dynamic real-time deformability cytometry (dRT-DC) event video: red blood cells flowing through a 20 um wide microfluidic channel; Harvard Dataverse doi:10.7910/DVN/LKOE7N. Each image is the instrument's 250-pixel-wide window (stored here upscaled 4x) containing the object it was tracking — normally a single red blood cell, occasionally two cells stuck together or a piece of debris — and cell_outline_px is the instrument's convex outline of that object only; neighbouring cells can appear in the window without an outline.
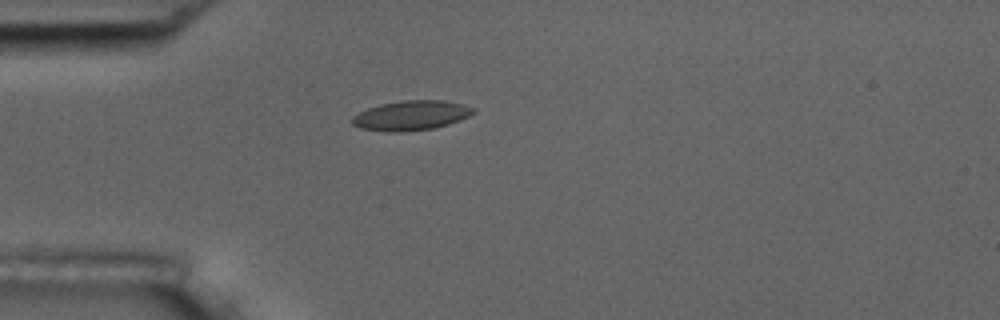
{"species": "common noctule bat (a hibernating species)", "species_latin": "Nyctalus noctula", "temperature_condition": "room temperature", "stored_images_in_passage": 35, "camera_frame_rate_fps": 3000, "um_per_image_px": 0.085, "animal": {"sex": "male", "body_mass_g": 17.5, "forearm_length_mm": 52.3}, "frame": {"image": 1, "passage_image": 1, "time_ms": 0.0, "image_size_px": [1000, 320], "cell_outline_px": [[476, 112], [460, 120], [436, 128], [400, 132], [388, 132], [360, 128], [352, 124], [348, 120], [352, 116], [368, 108], [380, 104], [404, 100], [444, 100], [464, 104], [476, 108]], "centroid_in_image_um": [34.95, 9.81], "position_along_channel_um": 50.1, "area_um2": 21.21}}